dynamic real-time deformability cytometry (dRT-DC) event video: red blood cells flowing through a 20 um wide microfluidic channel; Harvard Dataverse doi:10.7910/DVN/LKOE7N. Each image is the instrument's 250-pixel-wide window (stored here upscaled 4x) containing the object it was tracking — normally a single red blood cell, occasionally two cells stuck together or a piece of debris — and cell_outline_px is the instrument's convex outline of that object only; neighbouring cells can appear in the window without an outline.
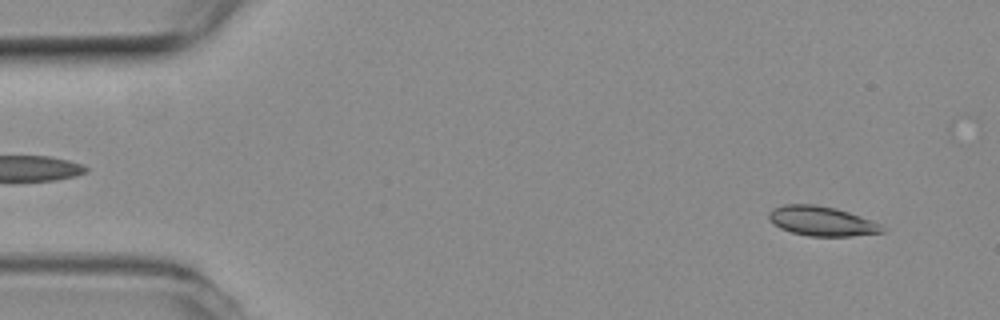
{"species": "common noctule bat (a hibernating species)", "species_latin": "Nyctalus noctula", "temperature_condition": "room temperature", "stored_images_in_passage": 3, "segment_of_instrument_passage": [2, 2], "camera_frame_rate_fps": 3000, "um_per_image_px": 0.085, "animal": {"sex": "female", "body_mass_g": 19.3, "forearm_length_mm": 54.1}, "frame": {"image": 1, "passage_image": 3, "time_ms": 0.667, "image_size_px": [1000, 320], "cell_outline_px": [[884, 232], [852, 236], [808, 236], [792, 232], [780, 228], [768, 220], [768, 212], [772, 208], [784, 204], [812, 204], [836, 208], [860, 216], [880, 224], [884, 228]], "centroid_in_image_um": [69.8, 18.79], "position_along_channel_um": 15.2, "area_um2": 19.54}}